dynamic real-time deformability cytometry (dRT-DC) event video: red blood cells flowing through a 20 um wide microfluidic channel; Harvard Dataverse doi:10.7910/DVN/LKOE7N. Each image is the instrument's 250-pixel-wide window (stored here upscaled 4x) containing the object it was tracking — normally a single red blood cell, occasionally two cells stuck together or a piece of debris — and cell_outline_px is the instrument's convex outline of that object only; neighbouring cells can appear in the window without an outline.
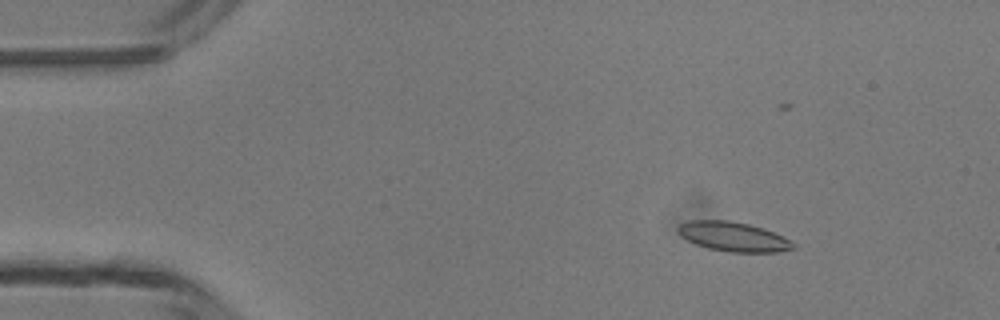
{"species": "common noctule bat (a hibernating species)", "species_latin": "Nyctalus noctula", "temperature_condition": "room temperature", "stored_images_in_passage": 4, "camera_frame_rate_fps": 3000, "um_per_image_px": 0.085, "animal": {"sex": "male", "body_mass_g": 13.3}, "frame": {"image": 1, "passage_image": 2, "time_ms": 1.333, "image_size_px": [1000, 320], "cell_outline_px": [[796, 248], [780, 252], [728, 252], [708, 248], [696, 244], [680, 236], [676, 228], [680, 224], [692, 220], [728, 220], [748, 224], [764, 228], [796, 244]], "centroid_in_image_um": [62.32, 20.12], "position_along_channel_um": 22.7, "area_um2": 19.71}}